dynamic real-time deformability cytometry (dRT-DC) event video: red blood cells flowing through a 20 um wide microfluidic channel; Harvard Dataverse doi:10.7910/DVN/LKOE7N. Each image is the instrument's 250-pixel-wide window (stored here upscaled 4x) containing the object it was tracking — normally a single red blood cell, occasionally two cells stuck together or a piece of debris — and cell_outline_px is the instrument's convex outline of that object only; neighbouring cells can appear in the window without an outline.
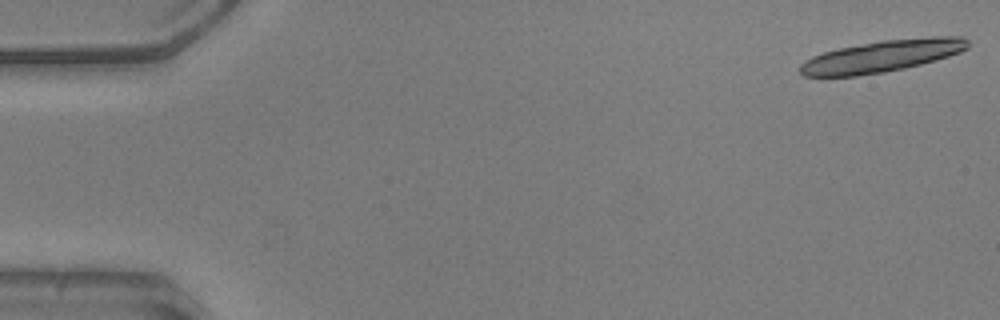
{"species": "common noctule bat (a hibernating species)", "species_latin": "Nyctalus noctula", "temperature_condition": "warm", "stored_images_in_passage": 18, "camera_frame_rate_fps": 3000, "um_per_image_px": 0.085, "animal": {"sex": "male", "body_mass_g": 20.5, "forearm_length_mm": 52.5}, "frame": {"image": 1, "passage_image": 1, "time_ms": 0.0, "image_size_px": [1000, 320], "cell_outline_px": [[968, 48], [960, 52], [948, 56], [920, 64], [904, 68], [884, 72], [856, 76], [804, 76], [800, 72], [800, 64], [812, 56], [836, 48], [880, 40], [932, 36], [964, 36], [968, 40]], "centroid_in_image_um": [74.97, 4.75], "position_along_channel_um": 10.0, "area_um2": 31.21}}